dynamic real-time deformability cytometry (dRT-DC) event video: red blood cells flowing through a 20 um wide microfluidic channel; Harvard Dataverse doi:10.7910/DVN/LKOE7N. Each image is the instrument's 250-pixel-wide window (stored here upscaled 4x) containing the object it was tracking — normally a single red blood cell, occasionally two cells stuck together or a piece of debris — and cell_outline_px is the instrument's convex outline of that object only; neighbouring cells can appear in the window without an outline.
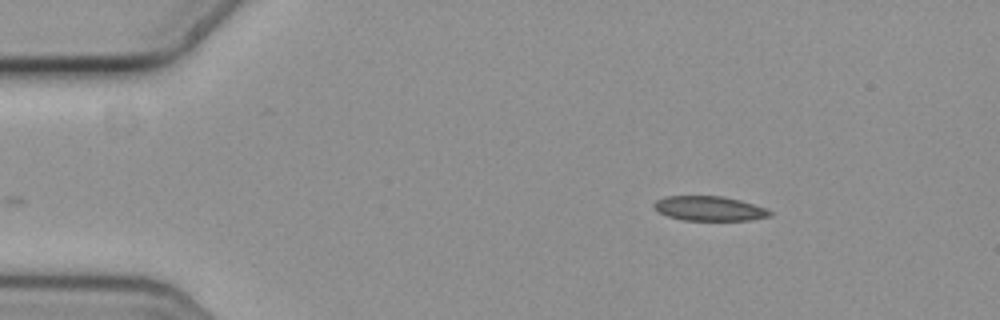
{"species": "common noctule bat (a hibernating species)", "species_latin": "Nyctalus noctula", "temperature_condition": "cold", "stored_images_in_passage": 41, "camera_frame_rate_fps": 3000, "um_per_image_px": 0.085, "animal": {"sex": "female", "body_mass_g": 19.3, "forearm_length_mm": 54.1}, "frame": {"image": 1, "passage_image": 1, "time_ms": 0.0, "image_size_px": [1000, 320], "cell_outline_px": [[772, 216], [752, 220], [680, 220], [656, 212], [652, 208], [652, 204], [656, 200], [668, 196], [724, 196], [740, 200], [764, 208], [772, 212]], "centroid_in_image_um": [60.24, 17.73], "position_along_channel_um": 24.8, "area_um2": 16.76}}
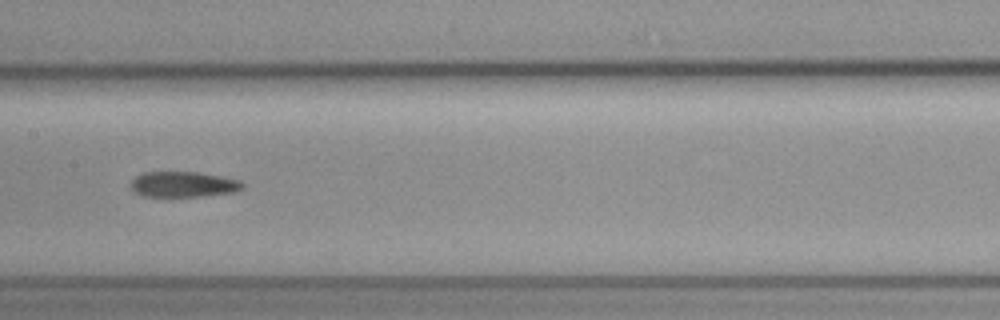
{"frame": {"image": 2, "passage_image": 21, "time_ms": 6.667, "image_size_px": [1000, 320], "cell_outline_px": [[244, 188], [236, 192], [204, 196], [144, 196], [132, 192], [132, 180], [136, 176], [144, 172], [200, 172], [240, 180], [244, 184]], "centroid_in_image_um": [15.62, 15.67], "position_along_channel_um": 191.8, "area_um2": 16.7}}
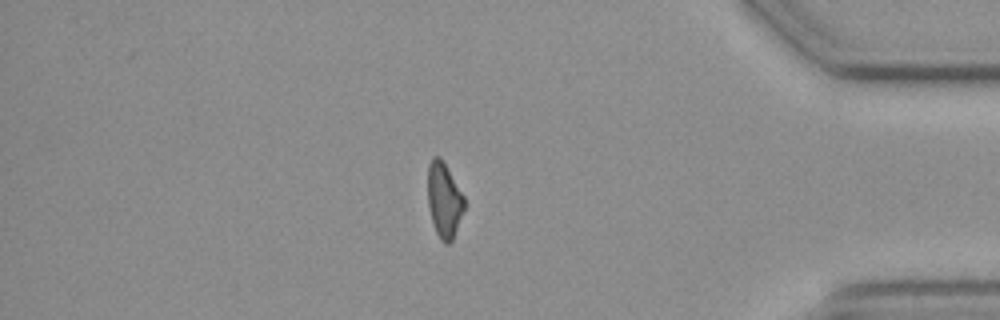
{"frame": {"image": 3, "passage_image": 41, "time_ms": 13.333, "image_size_px": [1000, 320], "cell_outline_px": [[464, 208], [452, 240], [448, 244], [444, 244], [440, 240], [436, 232], [428, 208], [428, 164], [432, 156], [440, 156], [464, 196]], "centroid_in_image_um": [37.73, 16.99], "position_along_channel_um": 397.5, "area_um2": 15.84}}